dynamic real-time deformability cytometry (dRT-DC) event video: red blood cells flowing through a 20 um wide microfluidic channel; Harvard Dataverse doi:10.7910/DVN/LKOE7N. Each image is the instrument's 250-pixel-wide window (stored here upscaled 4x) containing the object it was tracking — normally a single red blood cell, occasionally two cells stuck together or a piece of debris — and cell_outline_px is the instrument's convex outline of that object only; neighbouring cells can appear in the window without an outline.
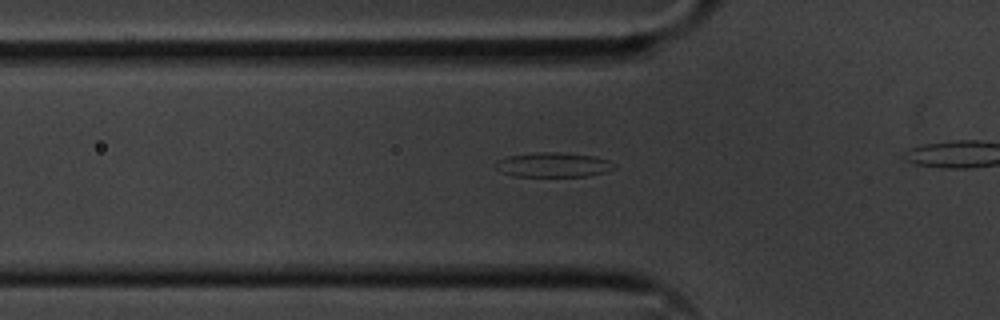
{"species": "common noctule bat (a hibernating species)", "species_latin": "Nyctalus noctula", "temperature_condition": "cold", "stored_images_in_passage": 45, "segment_of_instrument_passage": [1, 2], "camera_frame_rate_fps": 3000, "um_per_image_px": 0.085, "animal": {"sex": "male", "body_mass_g": 20.1, "forearm_length_mm": 53.5}, "frame": {"image": 1, "passage_image": 19, "time_ms": 6.0, "image_size_px": [1000, 320], "cell_outline_px": [[616, 168], [604, 172], [588, 176], [512, 176], [496, 168], [496, 160], [508, 156], [536, 152], [560, 152], [596, 156], [608, 160], [616, 164]], "centroid_in_image_um": [47.06, 14.0], "position_along_channel_um": 78.7, "area_um2": 17.05}}
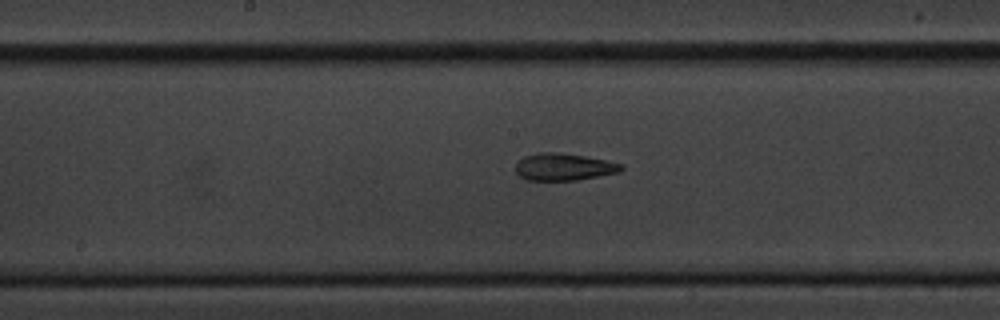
{"frame": {"image": 2, "passage_image": 29, "time_ms": 9.333, "image_size_px": [1000, 320], "cell_outline_px": [[624, 168], [620, 172], [576, 180], [524, 180], [516, 172], [516, 164], [524, 156], [536, 152], [556, 152], [584, 156], [624, 164]], "centroid_in_image_um": [47.91, 14.18], "position_along_channel_um": 200.3, "area_um2": 16.7}}
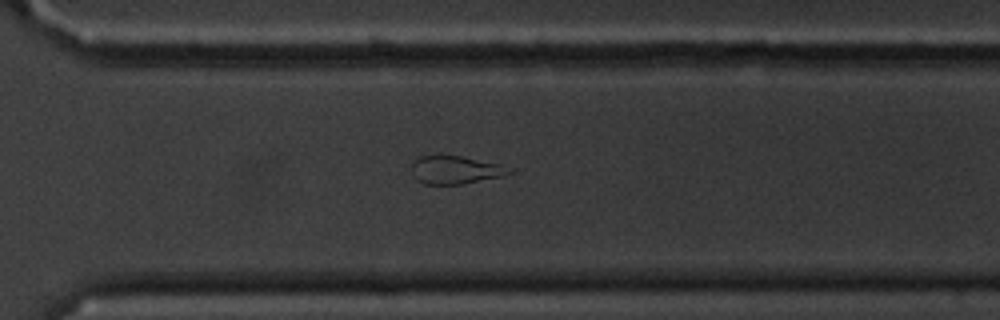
{"frame": {"image": 3, "passage_image": 40, "time_ms": 13.0, "image_size_px": [1000, 320], "cell_outline_px": [[512, 172], [504, 176], [460, 184], [424, 184], [416, 180], [412, 168], [412, 160], [420, 156], [460, 156], [500, 164], [512, 168]], "centroid_in_image_um": [38.71, 14.44], "position_along_channel_um": 331.9, "area_um2": 15.84}}